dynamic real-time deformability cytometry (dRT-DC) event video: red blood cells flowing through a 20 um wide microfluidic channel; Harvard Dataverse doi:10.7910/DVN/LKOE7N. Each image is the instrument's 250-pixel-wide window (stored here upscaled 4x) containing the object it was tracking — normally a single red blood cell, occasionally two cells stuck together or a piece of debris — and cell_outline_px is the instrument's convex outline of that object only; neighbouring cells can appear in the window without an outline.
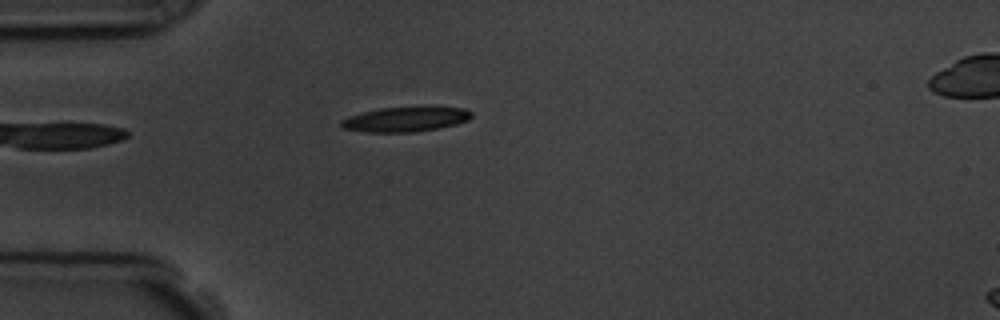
{"species": "common noctule bat (a hibernating species)", "species_latin": "Nyctalus noctula", "temperature_condition": "room temperature", "stored_images_in_passage": 5, "camera_frame_rate_fps": 3000, "um_per_image_px": 0.085, "animal": {"sex": "male", "body_mass_g": 19.5, "forearm_length_mm": 54.6}, "frame": {"image": 1, "passage_image": 5, "time_ms": 4.667, "image_size_px": [1000, 320], "cell_outline_px": [[472, 116], [468, 120], [456, 124], [436, 128], [412, 132], [364, 132], [344, 128], [340, 124], [340, 120], [348, 116], [380, 108], [420, 104], [428, 104], [468, 108], [472, 112]], "centroid_in_image_um": [34.55, 10.07], "position_along_channel_um": 50.4, "area_um2": 19.77}}